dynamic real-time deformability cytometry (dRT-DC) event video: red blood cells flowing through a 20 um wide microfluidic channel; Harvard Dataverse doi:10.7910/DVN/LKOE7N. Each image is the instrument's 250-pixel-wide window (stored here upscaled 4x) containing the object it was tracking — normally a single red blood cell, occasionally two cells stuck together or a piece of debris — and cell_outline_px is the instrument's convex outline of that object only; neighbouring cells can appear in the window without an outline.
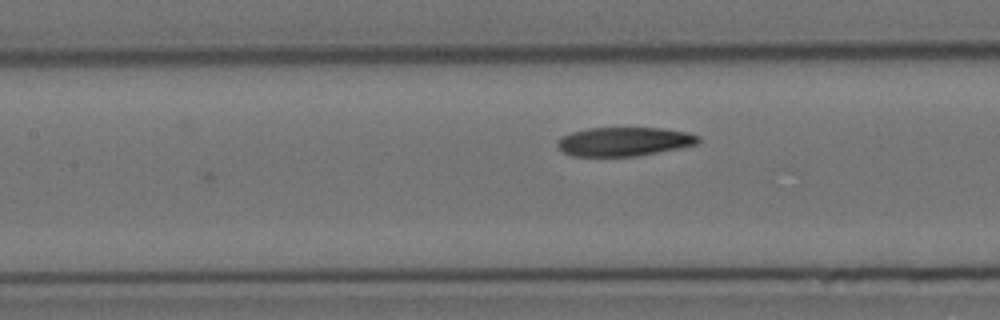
{"species": "Egyptian fruit bat (a non-hibernating species)", "species_latin": "Rousettus aegyptiacus", "temperature_condition": "cold", "stored_images_in_passage": 8, "camera_frame_rate_fps": 3000, "um_per_image_px": 0.085, "animal": {"sex": "female"}, "frame": {"image": 1, "passage_image": 6, "time_ms": 6.0, "image_size_px": [1000, 320], "cell_outline_px": [[700, 140], [696, 144], [680, 148], [636, 156], [572, 156], [564, 152], [556, 144], [556, 140], [560, 136], [572, 132], [588, 128], [664, 128], [688, 132], [700, 136]], "centroid_in_image_um": [53.04, 12.03], "position_along_channel_um": 154.4, "area_um2": 23.81}}
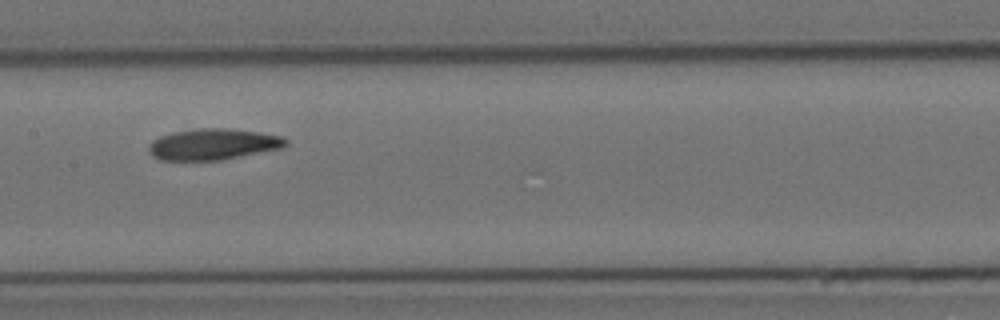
{"frame": {"image": 2, "passage_image": 7, "time_ms": 7.0, "image_size_px": [1000, 320], "cell_outline_px": [[288, 144], [284, 148], [220, 160], [160, 160], [152, 156], [148, 152], [148, 144], [152, 140], [160, 136], [172, 132], [200, 128], [228, 128], [260, 132], [284, 136], [288, 140]], "centroid_in_image_um": [18.13, 12.26], "position_along_channel_um": 189.3, "area_um2": 25.2}}
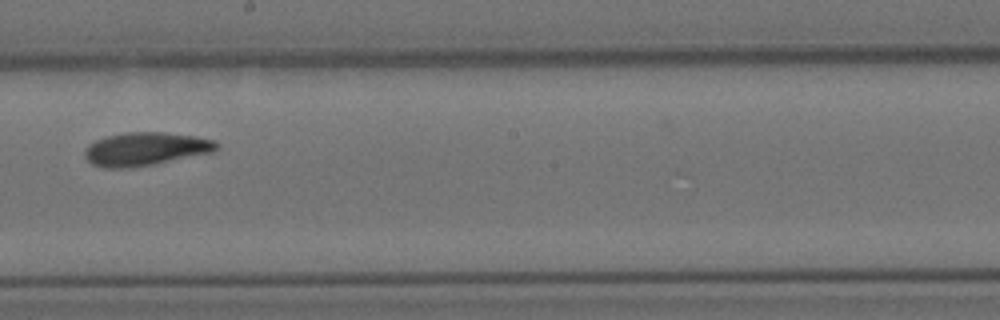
{"frame": {"image": 3, "passage_image": 8, "time_ms": 8.333, "image_size_px": [1000, 320], "cell_outline_px": [[220, 144], [212, 152], [156, 164], [128, 168], [104, 168], [92, 164], [84, 156], [84, 152], [88, 144], [96, 140], [108, 136], [128, 132], [164, 132], [192, 136], [216, 140]], "centroid_in_image_um": [12.36, 12.67], "position_along_channel_um": 235.8, "area_um2": 25.55}}